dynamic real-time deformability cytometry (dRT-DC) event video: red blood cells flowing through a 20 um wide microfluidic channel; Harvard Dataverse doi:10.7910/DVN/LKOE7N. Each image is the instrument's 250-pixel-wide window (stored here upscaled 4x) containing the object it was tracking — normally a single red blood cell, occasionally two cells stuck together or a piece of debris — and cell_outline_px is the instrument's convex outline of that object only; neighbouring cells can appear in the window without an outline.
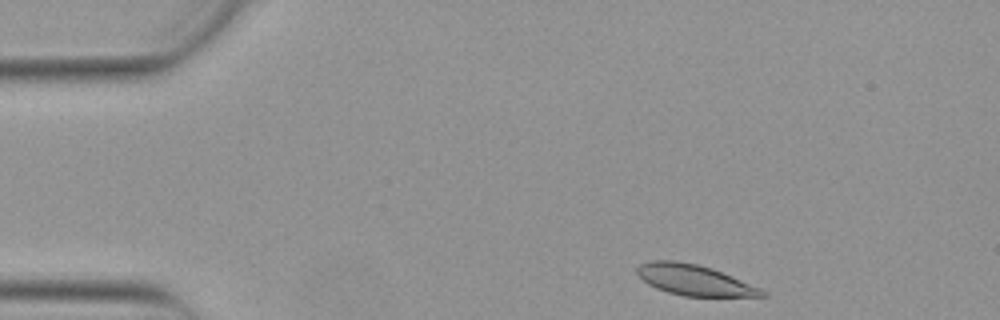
{"species": "Egyptian fruit bat (a non-hibernating species)", "species_latin": "Rousettus aegyptiacus", "temperature_condition": "warm", "stored_images_in_passage": 38, "camera_frame_rate_fps": 3000, "um_per_image_px": 0.085, "animal": {"sex": "female"}, "frame": {"image": 1, "passage_image": 1, "time_ms": 0.0, "image_size_px": [1000, 320], "cell_outline_px": [[768, 296], [684, 296], [668, 292], [656, 288], [648, 284], [636, 272], [636, 268], [640, 264], [648, 260], [676, 260], [696, 264], [712, 268], [732, 276], [760, 288], [768, 292]], "centroid_in_image_um": [59.0, 23.79], "position_along_channel_um": 26.0, "area_um2": 22.25}}
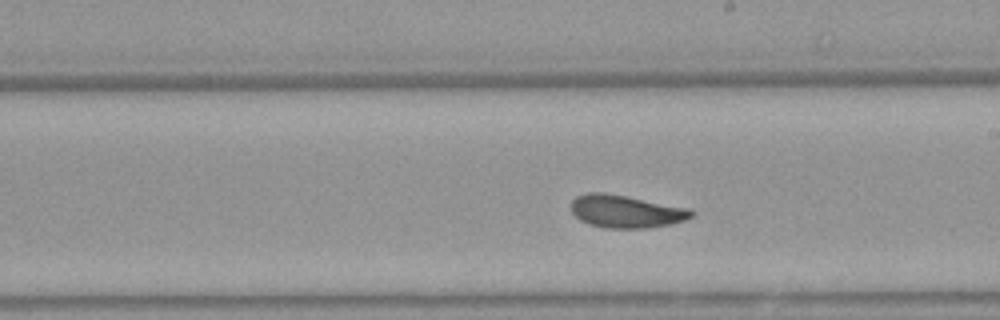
{"frame": {"image": 2, "passage_image": 23, "time_ms": 7.333, "image_size_px": [1000, 320], "cell_outline_px": [[696, 212], [692, 216], [684, 220], [672, 224], [648, 228], [604, 228], [588, 224], [580, 220], [572, 212], [572, 200], [576, 196], [588, 192], [604, 192], [692, 208]], "centroid_in_image_um": [53.23, 17.97], "position_along_channel_um": 235.8, "area_um2": 23.18}}
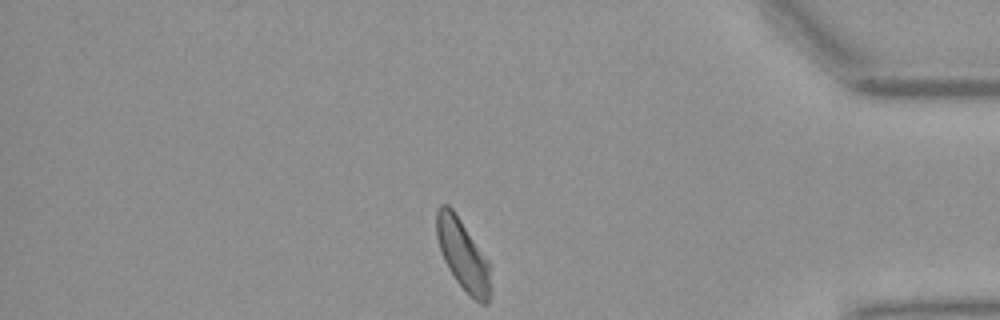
{"frame": {"image": 3, "passage_image": 38, "time_ms": 12.333, "image_size_px": [1000, 320], "cell_outline_px": [[492, 292], [488, 304], [480, 304], [456, 280], [448, 268], [444, 260], [436, 236], [436, 212], [440, 204], [448, 204], [452, 208], [488, 260], [492, 288]], "centroid_in_image_um": [39.36, 21.67], "position_along_channel_um": 395.8, "area_um2": 22.08}, "authors_computed_cell_mechanics": {"area_um2": 22.8888, "velocity_mm_per_s": 3.836, "shape_relaxation_time_tau1_ms": 3.6546, "shape_relaxation_time_tau2_ms": 2.2048, "deformation_change_tau1": 0.1157, "deformation_change_tau2": 0.0681}}